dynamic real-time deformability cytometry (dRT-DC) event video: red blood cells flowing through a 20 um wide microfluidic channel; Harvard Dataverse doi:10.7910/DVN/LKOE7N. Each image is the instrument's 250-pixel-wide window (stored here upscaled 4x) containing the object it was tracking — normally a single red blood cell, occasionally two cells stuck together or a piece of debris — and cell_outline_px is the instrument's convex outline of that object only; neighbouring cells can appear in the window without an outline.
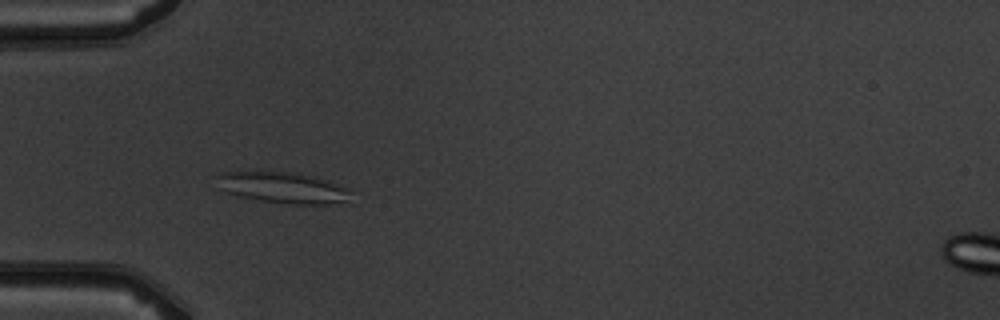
{"species": "common noctule bat (a hibernating species)", "species_latin": "Nyctalus noctula", "temperature_condition": "warm", "stored_images_in_passage": 6, "camera_frame_rate_fps": 3000, "um_per_image_px": 0.085, "animal": {"sex": "male", "body_mass_g": 19.5, "forearm_length_mm": 54.6}, "frame": {"image": 1, "passage_image": 5, "time_ms": 4.667, "image_size_px": [1000, 320], "cell_outline_px": [[348, 192], [344, 200], [328, 204], [292, 204], [260, 200], [236, 196], [216, 188], [216, 176], [224, 172], [288, 172], [316, 176], [328, 180], [348, 188]], "centroid_in_image_um": [23.94, 15.94], "position_along_channel_um": 61.1, "area_um2": 24.04}}
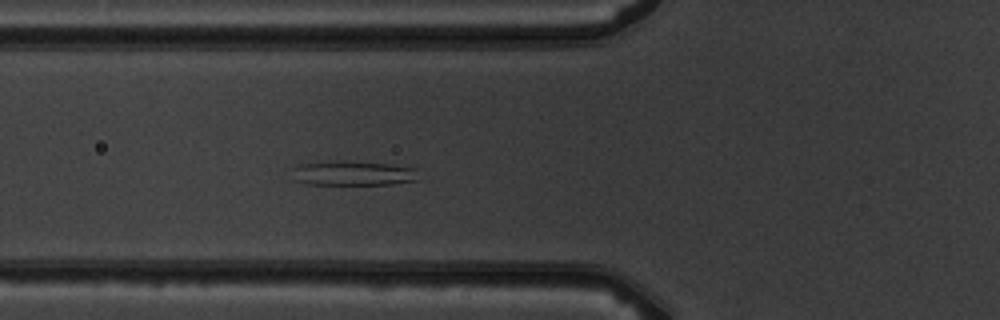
{"frame": {"image": 2, "passage_image": 6, "time_ms": 5.667, "image_size_px": [1000, 320], "cell_outline_px": [[420, 180], [392, 184], [308, 184], [292, 180], [296, 168], [300, 164], [336, 160], [340, 160], [388, 164], [416, 168]], "centroid_in_image_um": [30.05, 14.72], "position_along_channel_um": 95.7, "area_um2": 18.15}}